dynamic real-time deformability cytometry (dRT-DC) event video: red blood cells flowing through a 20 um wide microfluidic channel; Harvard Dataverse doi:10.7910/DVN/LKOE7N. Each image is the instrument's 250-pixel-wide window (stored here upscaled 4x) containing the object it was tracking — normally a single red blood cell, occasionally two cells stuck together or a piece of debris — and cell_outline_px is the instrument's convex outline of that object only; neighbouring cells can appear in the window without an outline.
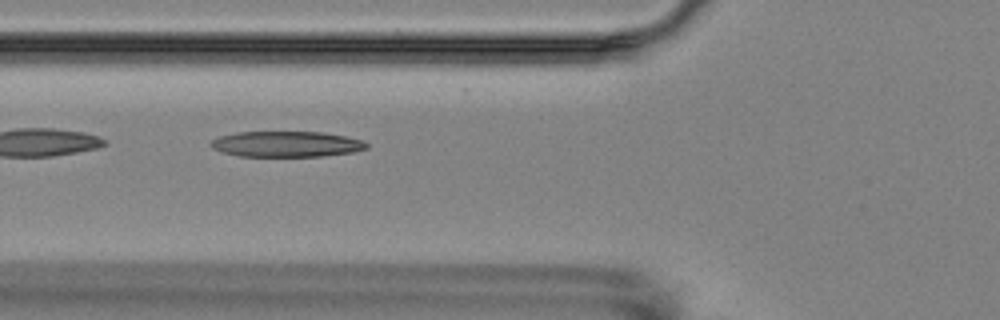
{"species": "Egyptian fruit bat (a non-hibernating species)", "species_latin": "Rousettus aegyptiacus", "temperature_condition": "room temperature", "stored_images_in_passage": 5, "camera_frame_rate_fps": 3000, "um_per_image_px": 0.085, "animal": {"sex": "female"}, "frame": {"image": 1, "passage_image": 4, "time_ms": 3.667, "image_size_px": [1000, 320], "cell_outline_px": [[368, 148], [352, 152], [320, 156], [240, 156], [220, 152], [212, 148], [208, 144], [212, 140], [220, 136], [236, 132], [324, 132], [344, 136], [360, 140], [368, 144]], "centroid_in_image_um": [24.29, 12.25], "position_along_channel_um": 101.5, "area_um2": 23.24}}